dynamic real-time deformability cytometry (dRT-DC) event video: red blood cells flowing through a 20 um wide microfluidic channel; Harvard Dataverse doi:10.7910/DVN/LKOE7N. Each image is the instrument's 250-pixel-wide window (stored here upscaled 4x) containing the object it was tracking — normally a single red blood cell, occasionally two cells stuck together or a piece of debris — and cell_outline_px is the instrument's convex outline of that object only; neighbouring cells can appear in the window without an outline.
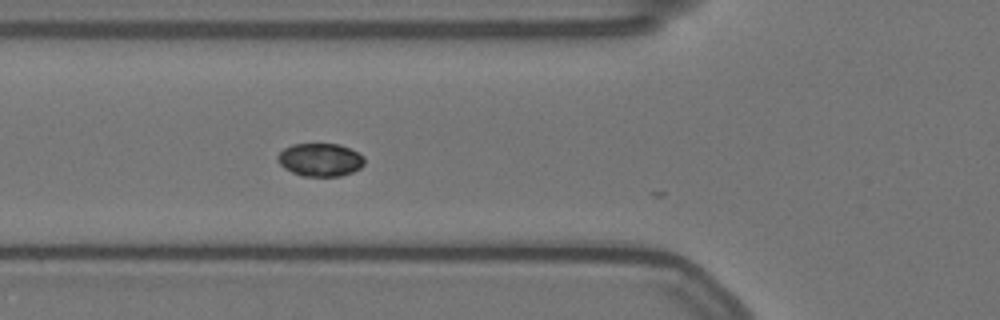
{"species": "Egyptian fruit bat (a non-hibernating species)", "species_latin": "Rousettus aegyptiacus", "temperature_condition": "warm", "stored_images_in_passage": 20, "camera_frame_rate_fps": 3000, "um_per_image_px": 0.085, "animal": {"sex": "female"}, "frame": {"image": 1, "passage_image": 6, "time_ms": 1.667, "image_size_px": [1000, 320], "cell_outline_px": [[364, 164], [360, 168], [352, 172], [340, 176], [300, 176], [284, 168], [276, 160], [276, 156], [284, 148], [292, 144], [340, 144], [364, 156]], "centroid_in_image_um": [27.19, 13.58], "position_along_channel_um": 98.6, "area_um2": 16.76}}
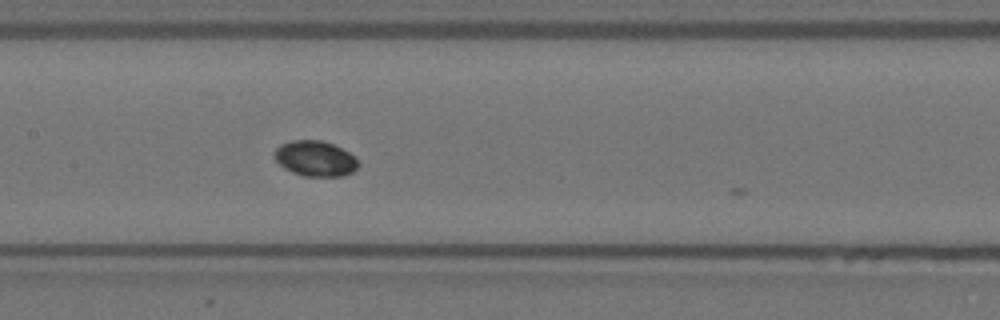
{"frame": {"image": 2, "passage_image": 13, "time_ms": 4.0, "image_size_px": [1000, 320], "cell_outline_px": [[360, 164], [352, 172], [344, 176], [304, 176], [292, 172], [284, 168], [276, 160], [272, 152], [280, 144], [292, 140], [320, 140], [332, 144], [356, 156]], "centroid_in_image_um": [26.79, 13.47], "position_along_channel_um": 180.6, "area_um2": 17.4}}
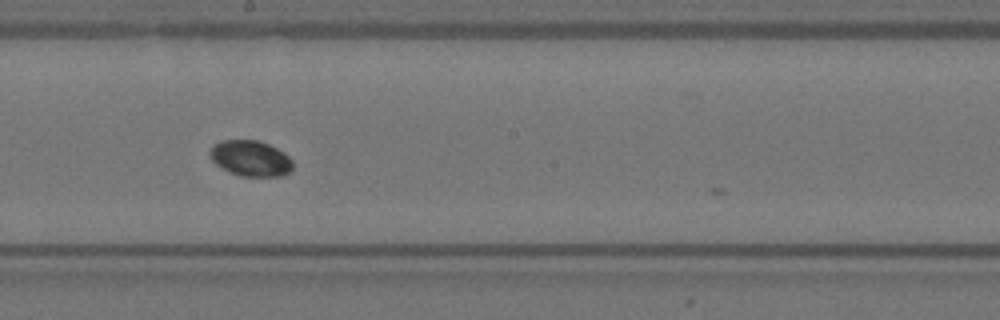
{"frame": {"image": 3, "passage_image": 17, "time_ms": 5.333, "image_size_px": [1000, 320], "cell_outline_px": [[292, 168], [284, 176], [240, 176], [216, 164], [212, 160], [208, 152], [212, 144], [220, 140], [260, 140], [284, 152], [292, 160]], "centroid_in_image_um": [21.28, 13.44], "position_along_channel_um": 226.9, "area_um2": 17.28}}